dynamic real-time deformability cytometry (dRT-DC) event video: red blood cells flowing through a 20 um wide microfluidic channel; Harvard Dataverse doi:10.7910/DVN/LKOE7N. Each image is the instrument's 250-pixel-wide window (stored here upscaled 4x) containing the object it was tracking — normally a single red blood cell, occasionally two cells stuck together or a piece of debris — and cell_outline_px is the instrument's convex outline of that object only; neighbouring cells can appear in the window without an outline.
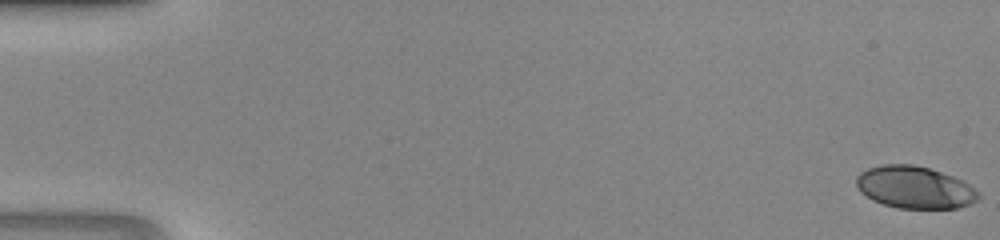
{"species": "human", "species_latin": "Homo sapiens", "temperature_condition": "room temperature", "stored_images_in_passage": 47, "camera_frame_rate_fps": 3000, "um_per_image_px": 0.085, "donor": {"sex": "male"}, "frame": {"image": 1, "passage_image": 1, "time_ms": 0.0, "image_size_px": [1000, 240], "cell_outline_px": [[980, 196], [976, 200], [968, 204], [956, 208], [896, 208], [872, 200], [860, 192], [856, 184], [856, 176], [860, 172], [868, 168], [880, 164], [912, 164], [928, 168], [952, 176], [968, 184], [980, 192]], "centroid_in_image_um": [77.7, 15.92], "position_along_channel_um": 7.3, "area_um2": 29.94}}
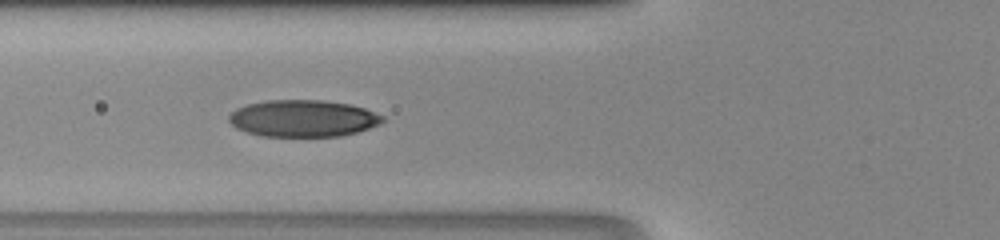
{"frame": {"image": 2, "passage_image": 19, "time_ms": 6.0, "image_size_px": [1000, 240], "cell_outline_px": [[384, 120], [380, 124], [356, 132], [340, 136], [260, 136], [236, 128], [228, 120], [228, 116], [236, 108], [248, 104], [268, 100], [324, 100], [348, 104], [364, 108], [384, 116]], "centroid_in_image_um": [25.75, 10.06], "position_along_channel_um": 100.1, "area_um2": 32.89}}
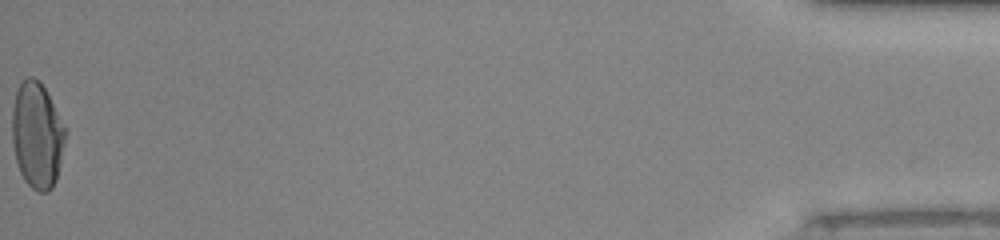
{"frame": {"image": 3, "passage_image": 47, "time_ms": 15.333, "image_size_px": [1000, 240], "cell_outline_px": [[68, 132], [56, 180], [52, 188], [48, 192], [40, 192], [32, 188], [24, 180], [20, 172], [16, 160], [12, 140], [12, 108], [16, 92], [20, 84], [28, 76], [32, 76], [40, 80], [68, 128]], "centroid_in_image_um": [3.18, 11.48], "position_along_channel_um": 432.0, "area_um2": 33.47}}